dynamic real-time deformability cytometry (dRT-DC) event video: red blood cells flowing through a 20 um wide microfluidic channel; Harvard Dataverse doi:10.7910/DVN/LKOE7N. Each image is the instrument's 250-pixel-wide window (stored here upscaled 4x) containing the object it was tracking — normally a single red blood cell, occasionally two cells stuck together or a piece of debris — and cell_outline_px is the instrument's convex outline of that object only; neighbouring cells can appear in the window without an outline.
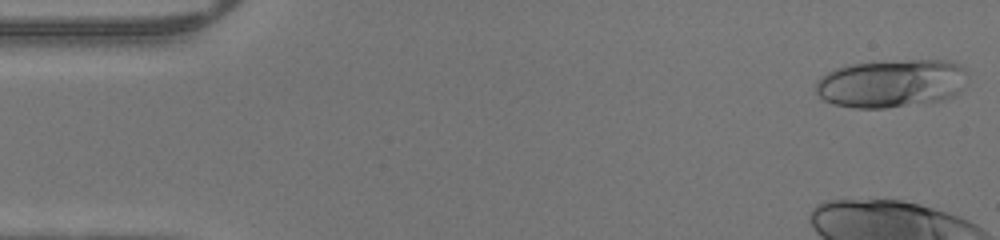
{"species": "human", "species_latin": "Homo sapiens", "temperature_condition": "warm", "stored_images_in_passage": 31, "camera_frame_rate_fps": 3000, "um_per_image_px": 0.085, "donor": {"sex": "male"}, "frame": {"image": 1, "passage_image": 1, "time_ms": 0.0, "image_size_px": [1000, 240], "cell_outline_px": [[968, 72], [960, 88], [952, 96], [944, 100], [884, 108], [852, 108], [832, 104], [824, 100], [816, 92], [816, 80], [820, 76], [836, 68], [848, 64], [908, 60], [944, 60], [964, 64]], "centroid_in_image_um": [75.75, 7.08], "position_along_channel_um": 9.3, "area_um2": 42.71}}